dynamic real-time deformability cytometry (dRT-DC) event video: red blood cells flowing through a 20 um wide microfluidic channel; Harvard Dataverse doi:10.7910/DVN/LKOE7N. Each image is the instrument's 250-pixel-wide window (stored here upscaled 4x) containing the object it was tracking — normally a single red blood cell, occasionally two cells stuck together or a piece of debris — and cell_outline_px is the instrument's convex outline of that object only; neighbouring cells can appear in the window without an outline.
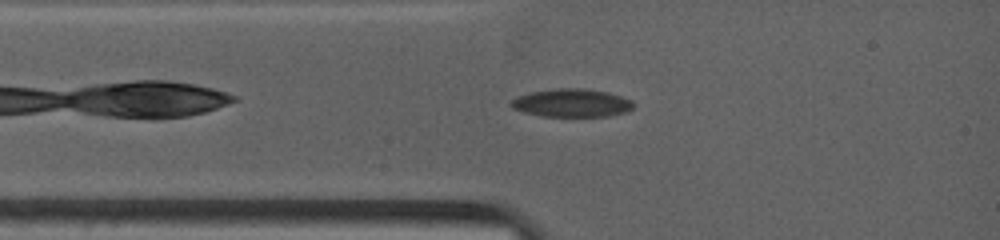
{"species": "common noctule bat (a hibernating species)", "species_latin": "Nyctalus noctula", "temperature_condition": "warm", "stored_images_in_passage": 52, "camera_frame_rate_fps": 4500, "um_per_image_px": 0.085, "animal": {"sex": "female", "body_mass_g": 19.0, "forearm_length_mm": 53.3}, "frame": {"image": 1, "passage_image": 3, "time_ms": 0.889, "image_size_px": [1000, 240], "cell_outline_px": [[632, 108], [628, 112], [608, 116], [544, 116], [524, 112], [512, 108], [508, 104], [512, 100], [520, 96], [532, 92], [556, 88], [584, 88], [608, 92], [632, 100]], "centroid_in_image_um": [48.61, 8.75], "position_along_channel_um": 36.4, "area_um2": 19.94}}
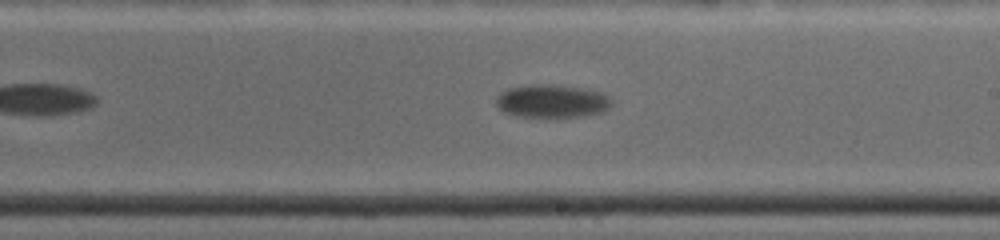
{"frame": {"image": 2, "passage_image": 18, "time_ms": 6.889, "image_size_px": [1000, 240], "cell_outline_px": [[612, 104], [608, 108], [600, 112], [584, 116], [516, 116], [504, 112], [496, 104], [496, 96], [500, 92], [508, 88], [528, 84], [556, 84], [588, 88], [604, 92], [612, 100]], "centroid_in_image_um": [46.93, 8.56], "position_along_channel_um": 242.1, "area_um2": 22.54}}
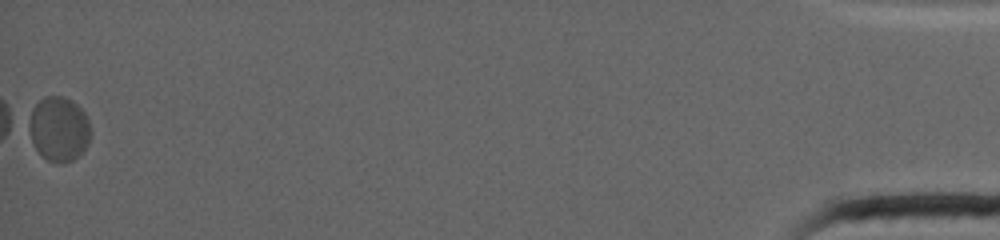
{"frame": {"image": 3, "passage_image": 52, "time_ms": 17.333, "image_size_px": [1000, 240], "cell_outline_px": [[92, 132], [88, 144], [72, 160], [64, 164], [56, 164], [48, 160], [36, 148], [24, 128], [24, 124], [32, 108], [44, 96], [64, 96], [72, 100], [84, 112], [88, 120]], "centroid_in_image_um": [4.95, 10.94], "position_along_channel_um": 430.3, "area_um2": 23.81}, "authors_computed_cell_mechanics": {"area_um2": 22.542, "velocity_mm_per_s": 3.4653, "shape_relaxation_time_tau1_ms": 2.7986, "shape_relaxation_time_tau2_ms": null, "deformation_change_tau1": 0.0535, "deformation_change_tau2": null}}